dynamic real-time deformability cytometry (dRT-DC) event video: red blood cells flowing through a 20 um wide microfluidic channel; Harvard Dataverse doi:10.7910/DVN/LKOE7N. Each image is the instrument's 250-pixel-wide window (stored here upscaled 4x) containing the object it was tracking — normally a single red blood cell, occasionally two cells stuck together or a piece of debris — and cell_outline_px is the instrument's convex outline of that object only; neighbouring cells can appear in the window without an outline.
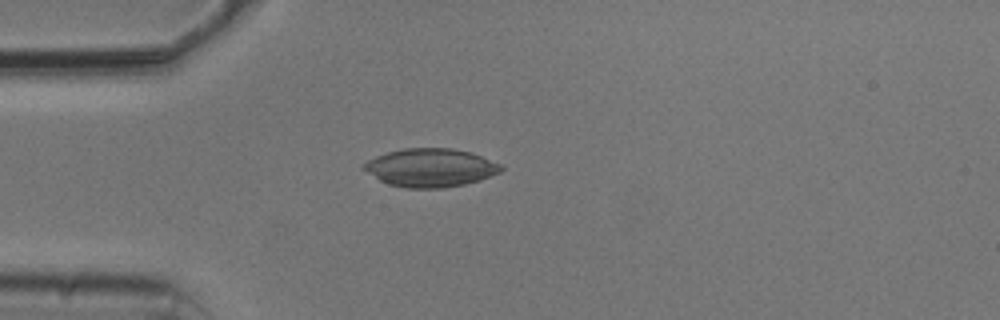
{"species": "common noctule bat (a hibernating species)", "species_latin": "Nyctalus noctula", "temperature_condition": "cold", "stored_images_in_passage": 40, "camera_frame_rate_fps": 3000, "um_per_image_px": 0.085, "animal": {"sex": "male", "body_mass_g": 20.5, "forearm_length_mm": 52.5}, "frame": {"image": 1, "passage_image": 1, "time_ms": 0.0, "image_size_px": [1000, 320], "cell_outline_px": [[504, 168], [500, 172], [480, 180], [464, 184], [444, 188], [404, 188], [388, 184], [380, 180], [360, 168], [360, 164], [376, 156], [388, 152], [404, 148], [452, 148], [472, 152], [504, 164]], "centroid_in_image_um": [36.61, 14.25], "position_along_channel_um": 48.4, "area_um2": 31.04}}
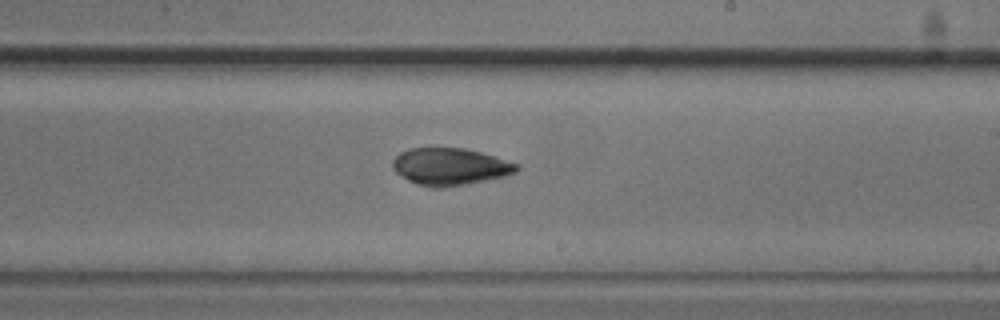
{"frame": {"image": 2, "passage_image": 18, "time_ms": 5.667, "image_size_px": [1000, 320], "cell_outline_px": [[520, 168], [516, 172], [504, 176], [444, 188], [432, 188], [416, 184], [400, 176], [392, 168], [392, 160], [400, 152], [408, 148], [464, 148], [480, 152], [520, 164]], "centroid_in_image_um": [38.22, 14.16], "position_along_channel_um": 250.8, "area_um2": 26.88}}
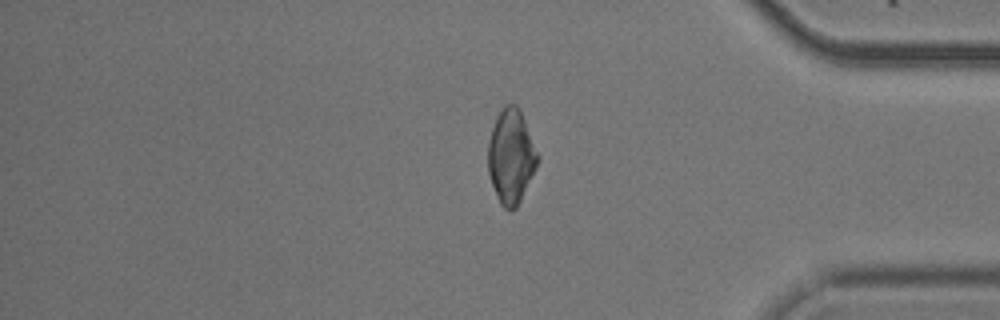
{"frame": {"image": 3, "passage_image": 31, "time_ms": 10.0, "image_size_px": [1000, 320], "cell_outline_px": [[540, 160], [516, 208], [512, 212], [504, 208], [500, 204], [496, 196], [488, 172], [488, 140], [496, 116], [504, 104], [516, 104], [524, 120], [540, 156]], "centroid_in_image_um": [43.43, 13.31], "position_along_channel_um": 391.8, "area_um2": 27.28}, "authors_computed_cell_mechanics": {"area_um2": 27.6573, "velocity_mm_per_s": 3.7788, "shape_relaxation_time_tau1_ms": null, "shape_relaxation_time_tau2_ms": 2.5612, "deformation_change_tau1": null, "deformation_change_tau2": 0.0625}}